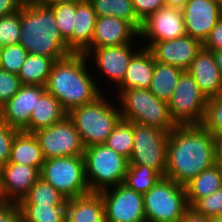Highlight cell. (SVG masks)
Listing matches in <instances>:
<instances>
[{"instance_id": "1", "label": "cell", "mask_w": 222, "mask_h": 222, "mask_svg": "<svg viewBox=\"0 0 222 222\" xmlns=\"http://www.w3.org/2000/svg\"><path fill=\"white\" fill-rule=\"evenodd\" d=\"M218 147L203 125H177L168 134L165 178L187 184L216 163Z\"/></svg>"}, {"instance_id": "2", "label": "cell", "mask_w": 222, "mask_h": 222, "mask_svg": "<svg viewBox=\"0 0 222 222\" xmlns=\"http://www.w3.org/2000/svg\"><path fill=\"white\" fill-rule=\"evenodd\" d=\"M89 64L84 53H72L53 64L45 88L67 113L92 103L103 94L94 77L96 71Z\"/></svg>"}, {"instance_id": "3", "label": "cell", "mask_w": 222, "mask_h": 222, "mask_svg": "<svg viewBox=\"0 0 222 222\" xmlns=\"http://www.w3.org/2000/svg\"><path fill=\"white\" fill-rule=\"evenodd\" d=\"M20 44L28 53L55 61L74 53L60 35L50 7L36 3L20 6Z\"/></svg>"}, {"instance_id": "4", "label": "cell", "mask_w": 222, "mask_h": 222, "mask_svg": "<svg viewBox=\"0 0 222 222\" xmlns=\"http://www.w3.org/2000/svg\"><path fill=\"white\" fill-rule=\"evenodd\" d=\"M113 98H108L104 92L92 103L76 107L68 113L84 147L104 144L121 120L118 102H113Z\"/></svg>"}, {"instance_id": "5", "label": "cell", "mask_w": 222, "mask_h": 222, "mask_svg": "<svg viewBox=\"0 0 222 222\" xmlns=\"http://www.w3.org/2000/svg\"><path fill=\"white\" fill-rule=\"evenodd\" d=\"M114 92L112 94H116L122 120L148 125L168 133L177 126L171 119L168 102L158 99L149 89L134 88Z\"/></svg>"}, {"instance_id": "6", "label": "cell", "mask_w": 222, "mask_h": 222, "mask_svg": "<svg viewBox=\"0 0 222 222\" xmlns=\"http://www.w3.org/2000/svg\"><path fill=\"white\" fill-rule=\"evenodd\" d=\"M85 176L90 192H100L124 182L129 160L105 144L84 149Z\"/></svg>"}, {"instance_id": "7", "label": "cell", "mask_w": 222, "mask_h": 222, "mask_svg": "<svg viewBox=\"0 0 222 222\" xmlns=\"http://www.w3.org/2000/svg\"><path fill=\"white\" fill-rule=\"evenodd\" d=\"M143 196L146 222H179L190 208L185 186L165 177Z\"/></svg>"}, {"instance_id": "8", "label": "cell", "mask_w": 222, "mask_h": 222, "mask_svg": "<svg viewBox=\"0 0 222 222\" xmlns=\"http://www.w3.org/2000/svg\"><path fill=\"white\" fill-rule=\"evenodd\" d=\"M40 177L67 199L89 193L83 156L45 159Z\"/></svg>"}, {"instance_id": "9", "label": "cell", "mask_w": 222, "mask_h": 222, "mask_svg": "<svg viewBox=\"0 0 222 222\" xmlns=\"http://www.w3.org/2000/svg\"><path fill=\"white\" fill-rule=\"evenodd\" d=\"M141 44L142 42L139 38L138 40L136 39L133 43L124 44L121 46L86 48L82 52L86 55L89 63H94L91 64V67L94 65L93 68L98 72L94 76L98 75L99 77L100 75L99 79L98 77H95V79L98 87L102 92H104L103 88L104 90L108 89L107 86H104L103 84L108 83L107 85L109 87V84L111 83V88L113 89L114 87L115 89L122 82L128 64L133 55L142 47ZM102 79L106 82H103ZM98 80L102 83H100Z\"/></svg>"}, {"instance_id": "10", "label": "cell", "mask_w": 222, "mask_h": 222, "mask_svg": "<svg viewBox=\"0 0 222 222\" xmlns=\"http://www.w3.org/2000/svg\"><path fill=\"white\" fill-rule=\"evenodd\" d=\"M208 99L188 71H183L168 101L171 119L176 125H202Z\"/></svg>"}, {"instance_id": "11", "label": "cell", "mask_w": 222, "mask_h": 222, "mask_svg": "<svg viewBox=\"0 0 222 222\" xmlns=\"http://www.w3.org/2000/svg\"><path fill=\"white\" fill-rule=\"evenodd\" d=\"M168 132L133 122V149L129 165H145L165 177Z\"/></svg>"}, {"instance_id": "12", "label": "cell", "mask_w": 222, "mask_h": 222, "mask_svg": "<svg viewBox=\"0 0 222 222\" xmlns=\"http://www.w3.org/2000/svg\"><path fill=\"white\" fill-rule=\"evenodd\" d=\"M44 159L83 156L85 147L73 121L66 116L62 121L34 132Z\"/></svg>"}, {"instance_id": "13", "label": "cell", "mask_w": 222, "mask_h": 222, "mask_svg": "<svg viewBox=\"0 0 222 222\" xmlns=\"http://www.w3.org/2000/svg\"><path fill=\"white\" fill-rule=\"evenodd\" d=\"M106 222H146L144 196L123 183L100 191Z\"/></svg>"}, {"instance_id": "14", "label": "cell", "mask_w": 222, "mask_h": 222, "mask_svg": "<svg viewBox=\"0 0 222 222\" xmlns=\"http://www.w3.org/2000/svg\"><path fill=\"white\" fill-rule=\"evenodd\" d=\"M184 35L181 9L166 6L145 19L139 32V38L144 42L142 46L146 48L154 42L173 40Z\"/></svg>"}, {"instance_id": "15", "label": "cell", "mask_w": 222, "mask_h": 222, "mask_svg": "<svg viewBox=\"0 0 222 222\" xmlns=\"http://www.w3.org/2000/svg\"><path fill=\"white\" fill-rule=\"evenodd\" d=\"M181 11L185 34L202 44L222 18V5L218 0H188Z\"/></svg>"}, {"instance_id": "16", "label": "cell", "mask_w": 222, "mask_h": 222, "mask_svg": "<svg viewBox=\"0 0 222 222\" xmlns=\"http://www.w3.org/2000/svg\"><path fill=\"white\" fill-rule=\"evenodd\" d=\"M45 92V86L22 85L19 91L0 108V120L19 131L29 133L30 115Z\"/></svg>"}, {"instance_id": "17", "label": "cell", "mask_w": 222, "mask_h": 222, "mask_svg": "<svg viewBox=\"0 0 222 222\" xmlns=\"http://www.w3.org/2000/svg\"><path fill=\"white\" fill-rule=\"evenodd\" d=\"M203 44L189 35L173 40L154 42L148 49L156 62L187 71Z\"/></svg>"}, {"instance_id": "18", "label": "cell", "mask_w": 222, "mask_h": 222, "mask_svg": "<svg viewBox=\"0 0 222 222\" xmlns=\"http://www.w3.org/2000/svg\"><path fill=\"white\" fill-rule=\"evenodd\" d=\"M139 39V32L128 22L113 16L97 17L94 35L87 48L121 46Z\"/></svg>"}, {"instance_id": "19", "label": "cell", "mask_w": 222, "mask_h": 222, "mask_svg": "<svg viewBox=\"0 0 222 222\" xmlns=\"http://www.w3.org/2000/svg\"><path fill=\"white\" fill-rule=\"evenodd\" d=\"M0 177L5 200L19 203L40 178V170L32 166L7 163L0 167Z\"/></svg>"}, {"instance_id": "20", "label": "cell", "mask_w": 222, "mask_h": 222, "mask_svg": "<svg viewBox=\"0 0 222 222\" xmlns=\"http://www.w3.org/2000/svg\"><path fill=\"white\" fill-rule=\"evenodd\" d=\"M187 71L207 99L222 95V76L211 50L202 46Z\"/></svg>"}, {"instance_id": "21", "label": "cell", "mask_w": 222, "mask_h": 222, "mask_svg": "<svg viewBox=\"0 0 222 222\" xmlns=\"http://www.w3.org/2000/svg\"><path fill=\"white\" fill-rule=\"evenodd\" d=\"M154 72V57L146 47H141L131 58L122 82L114 89H149Z\"/></svg>"}, {"instance_id": "22", "label": "cell", "mask_w": 222, "mask_h": 222, "mask_svg": "<svg viewBox=\"0 0 222 222\" xmlns=\"http://www.w3.org/2000/svg\"><path fill=\"white\" fill-rule=\"evenodd\" d=\"M65 222H106L100 192H89L67 199Z\"/></svg>"}, {"instance_id": "23", "label": "cell", "mask_w": 222, "mask_h": 222, "mask_svg": "<svg viewBox=\"0 0 222 222\" xmlns=\"http://www.w3.org/2000/svg\"><path fill=\"white\" fill-rule=\"evenodd\" d=\"M96 12L91 1L76 0V13L72 28V51L82 53L92 42Z\"/></svg>"}, {"instance_id": "24", "label": "cell", "mask_w": 222, "mask_h": 222, "mask_svg": "<svg viewBox=\"0 0 222 222\" xmlns=\"http://www.w3.org/2000/svg\"><path fill=\"white\" fill-rule=\"evenodd\" d=\"M44 161L40 143L34 133L20 131L13 141L8 163L32 166L41 171Z\"/></svg>"}, {"instance_id": "25", "label": "cell", "mask_w": 222, "mask_h": 222, "mask_svg": "<svg viewBox=\"0 0 222 222\" xmlns=\"http://www.w3.org/2000/svg\"><path fill=\"white\" fill-rule=\"evenodd\" d=\"M68 113L61 103L47 91L40 97L29 118V133L62 121Z\"/></svg>"}, {"instance_id": "26", "label": "cell", "mask_w": 222, "mask_h": 222, "mask_svg": "<svg viewBox=\"0 0 222 222\" xmlns=\"http://www.w3.org/2000/svg\"><path fill=\"white\" fill-rule=\"evenodd\" d=\"M184 186L187 202L189 207H191L197 200L215 193L222 187V176L218 166L215 163Z\"/></svg>"}, {"instance_id": "27", "label": "cell", "mask_w": 222, "mask_h": 222, "mask_svg": "<svg viewBox=\"0 0 222 222\" xmlns=\"http://www.w3.org/2000/svg\"><path fill=\"white\" fill-rule=\"evenodd\" d=\"M183 70L154 60V72L149 90L160 100L168 102Z\"/></svg>"}, {"instance_id": "28", "label": "cell", "mask_w": 222, "mask_h": 222, "mask_svg": "<svg viewBox=\"0 0 222 222\" xmlns=\"http://www.w3.org/2000/svg\"><path fill=\"white\" fill-rule=\"evenodd\" d=\"M55 60L28 53L18 76L22 85L46 86Z\"/></svg>"}, {"instance_id": "29", "label": "cell", "mask_w": 222, "mask_h": 222, "mask_svg": "<svg viewBox=\"0 0 222 222\" xmlns=\"http://www.w3.org/2000/svg\"><path fill=\"white\" fill-rule=\"evenodd\" d=\"M97 17L113 16L128 21L138 32L142 22L136 17L132 0H91Z\"/></svg>"}, {"instance_id": "30", "label": "cell", "mask_w": 222, "mask_h": 222, "mask_svg": "<svg viewBox=\"0 0 222 222\" xmlns=\"http://www.w3.org/2000/svg\"><path fill=\"white\" fill-rule=\"evenodd\" d=\"M19 205H66L67 198L41 177L30 188Z\"/></svg>"}, {"instance_id": "31", "label": "cell", "mask_w": 222, "mask_h": 222, "mask_svg": "<svg viewBox=\"0 0 222 222\" xmlns=\"http://www.w3.org/2000/svg\"><path fill=\"white\" fill-rule=\"evenodd\" d=\"M162 176L145 165H128L123 184L137 193L146 194Z\"/></svg>"}, {"instance_id": "32", "label": "cell", "mask_w": 222, "mask_h": 222, "mask_svg": "<svg viewBox=\"0 0 222 222\" xmlns=\"http://www.w3.org/2000/svg\"><path fill=\"white\" fill-rule=\"evenodd\" d=\"M23 222H65L66 205H19Z\"/></svg>"}, {"instance_id": "33", "label": "cell", "mask_w": 222, "mask_h": 222, "mask_svg": "<svg viewBox=\"0 0 222 222\" xmlns=\"http://www.w3.org/2000/svg\"><path fill=\"white\" fill-rule=\"evenodd\" d=\"M104 144L129 160L133 149V122L121 119Z\"/></svg>"}, {"instance_id": "34", "label": "cell", "mask_w": 222, "mask_h": 222, "mask_svg": "<svg viewBox=\"0 0 222 222\" xmlns=\"http://www.w3.org/2000/svg\"><path fill=\"white\" fill-rule=\"evenodd\" d=\"M56 18V24L60 35L67 42L68 47L72 50V28L76 13V1L62 3L50 7Z\"/></svg>"}, {"instance_id": "35", "label": "cell", "mask_w": 222, "mask_h": 222, "mask_svg": "<svg viewBox=\"0 0 222 222\" xmlns=\"http://www.w3.org/2000/svg\"><path fill=\"white\" fill-rule=\"evenodd\" d=\"M202 125L222 144V95L208 99Z\"/></svg>"}, {"instance_id": "36", "label": "cell", "mask_w": 222, "mask_h": 222, "mask_svg": "<svg viewBox=\"0 0 222 222\" xmlns=\"http://www.w3.org/2000/svg\"><path fill=\"white\" fill-rule=\"evenodd\" d=\"M27 50L19 44H11L0 48L2 69L18 74L25 62Z\"/></svg>"}, {"instance_id": "37", "label": "cell", "mask_w": 222, "mask_h": 222, "mask_svg": "<svg viewBox=\"0 0 222 222\" xmlns=\"http://www.w3.org/2000/svg\"><path fill=\"white\" fill-rule=\"evenodd\" d=\"M20 8L17 12L0 17V48L20 43Z\"/></svg>"}, {"instance_id": "38", "label": "cell", "mask_w": 222, "mask_h": 222, "mask_svg": "<svg viewBox=\"0 0 222 222\" xmlns=\"http://www.w3.org/2000/svg\"><path fill=\"white\" fill-rule=\"evenodd\" d=\"M190 208L209 218L222 214V187L215 193L197 200Z\"/></svg>"}, {"instance_id": "39", "label": "cell", "mask_w": 222, "mask_h": 222, "mask_svg": "<svg viewBox=\"0 0 222 222\" xmlns=\"http://www.w3.org/2000/svg\"><path fill=\"white\" fill-rule=\"evenodd\" d=\"M21 86L18 74L0 70V108L19 91Z\"/></svg>"}, {"instance_id": "40", "label": "cell", "mask_w": 222, "mask_h": 222, "mask_svg": "<svg viewBox=\"0 0 222 222\" xmlns=\"http://www.w3.org/2000/svg\"><path fill=\"white\" fill-rule=\"evenodd\" d=\"M19 132L0 120V167L8 163L13 141Z\"/></svg>"}, {"instance_id": "41", "label": "cell", "mask_w": 222, "mask_h": 222, "mask_svg": "<svg viewBox=\"0 0 222 222\" xmlns=\"http://www.w3.org/2000/svg\"><path fill=\"white\" fill-rule=\"evenodd\" d=\"M136 17L145 21L151 14L166 6L164 0H132Z\"/></svg>"}, {"instance_id": "42", "label": "cell", "mask_w": 222, "mask_h": 222, "mask_svg": "<svg viewBox=\"0 0 222 222\" xmlns=\"http://www.w3.org/2000/svg\"><path fill=\"white\" fill-rule=\"evenodd\" d=\"M0 222H23L19 204L9 201L1 203Z\"/></svg>"}, {"instance_id": "43", "label": "cell", "mask_w": 222, "mask_h": 222, "mask_svg": "<svg viewBox=\"0 0 222 222\" xmlns=\"http://www.w3.org/2000/svg\"><path fill=\"white\" fill-rule=\"evenodd\" d=\"M203 47L211 51L222 50V18L211 30L208 38L203 43Z\"/></svg>"}, {"instance_id": "44", "label": "cell", "mask_w": 222, "mask_h": 222, "mask_svg": "<svg viewBox=\"0 0 222 222\" xmlns=\"http://www.w3.org/2000/svg\"><path fill=\"white\" fill-rule=\"evenodd\" d=\"M21 5L18 0H0V17L17 12Z\"/></svg>"}, {"instance_id": "45", "label": "cell", "mask_w": 222, "mask_h": 222, "mask_svg": "<svg viewBox=\"0 0 222 222\" xmlns=\"http://www.w3.org/2000/svg\"><path fill=\"white\" fill-rule=\"evenodd\" d=\"M179 222H212V218L200 215L189 208Z\"/></svg>"}, {"instance_id": "46", "label": "cell", "mask_w": 222, "mask_h": 222, "mask_svg": "<svg viewBox=\"0 0 222 222\" xmlns=\"http://www.w3.org/2000/svg\"><path fill=\"white\" fill-rule=\"evenodd\" d=\"M76 0H37V3L41 6L52 7L54 5L68 3Z\"/></svg>"}, {"instance_id": "47", "label": "cell", "mask_w": 222, "mask_h": 222, "mask_svg": "<svg viewBox=\"0 0 222 222\" xmlns=\"http://www.w3.org/2000/svg\"><path fill=\"white\" fill-rule=\"evenodd\" d=\"M166 7L182 9L188 0H164Z\"/></svg>"}, {"instance_id": "48", "label": "cell", "mask_w": 222, "mask_h": 222, "mask_svg": "<svg viewBox=\"0 0 222 222\" xmlns=\"http://www.w3.org/2000/svg\"><path fill=\"white\" fill-rule=\"evenodd\" d=\"M212 52L216 61V65L218 66L222 76V50H216Z\"/></svg>"}, {"instance_id": "49", "label": "cell", "mask_w": 222, "mask_h": 222, "mask_svg": "<svg viewBox=\"0 0 222 222\" xmlns=\"http://www.w3.org/2000/svg\"><path fill=\"white\" fill-rule=\"evenodd\" d=\"M216 165L219 168L220 174L222 176V144H219L217 155H216Z\"/></svg>"}, {"instance_id": "50", "label": "cell", "mask_w": 222, "mask_h": 222, "mask_svg": "<svg viewBox=\"0 0 222 222\" xmlns=\"http://www.w3.org/2000/svg\"><path fill=\"white\" fill-rule=\"evenodd\" d=\"M6 202L5 198H4V194L2 191V187H1V177H0V204Z\"/></svg>"}, {"instance_id": "51", "label": "cell", "mask_w": 222, "mask_h": 222, "mask_svg": "<svg viewBox=\"0 0 222 222\" xmlns=\"http://www.w3.org/2000/svg\"><path fill=\"white\" fill-rule=\"evenodd\" d=\"M22 5L36 3L37 0H18Z\"/></svg>"}, {"instance_id": "52", "label": "cell", "mask_w": 222, "mask_h": 222, "mask_svg": "<svg viewBox=\"0 0 222 222\" xmlns=\"http://www.w3.org/2000/svg\"><path fill=\"white\" fill-rule=\"evenodd\" d=\"M212 222H222V214L213 217Z\"/></svg>"}, {"instance_id": "53", "label": "cell", "mask_w": 222, "mask_h": 222, "mask_svg": "<svg viewBox=\"0 0 222 222\" xmlns=\"http://www.w3.org/2000/svg\"><path fill=\"white\" fill-rule=\"evenodd\" d=\"M2 69V65H1V58H0V70Z\"/></svg>"}]
</instances>
